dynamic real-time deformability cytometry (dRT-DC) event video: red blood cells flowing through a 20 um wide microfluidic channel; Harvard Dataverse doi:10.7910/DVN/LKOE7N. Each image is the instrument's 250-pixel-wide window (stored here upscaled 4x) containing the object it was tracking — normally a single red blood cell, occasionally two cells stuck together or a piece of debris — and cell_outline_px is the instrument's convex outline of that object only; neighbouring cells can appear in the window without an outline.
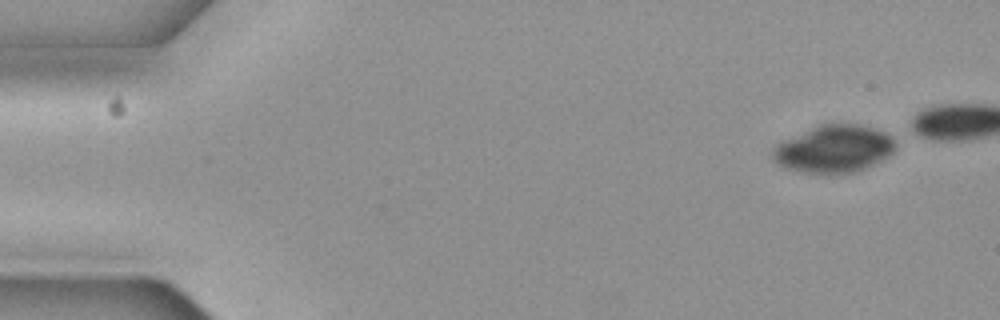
{"species": "common noctule bat (a hibernating species)", "species_latin": "Nyctalus noctula", "temperature_condition": "cold", "stored_images_in_passage": 5, "camera_frame_rate_fps": 3000, "um_per_image_px": 0.085, "animal": {"sex": "female", "body_mass_g": 19.3, "forearm_length_mm": 54.1}, "frame": {"image": 1, "passage_image": 1, "time_ms": 0.0, "image_size_px": [1000, 320], "cell_outline_px": [[896, 152], [892, 156], [884, 160], [856, 172], [804, 172], [788, 168], [772, 160], [772, 148], [776, 144], [784, 140], [820, 124], [856, 124], [872, 128], [884, 132], [892, 136], [896, 144]], "centroid_in_image_um": [70.94, 12.65], "position_along_channel_um": 14.1, "area_um2": 33.76}}